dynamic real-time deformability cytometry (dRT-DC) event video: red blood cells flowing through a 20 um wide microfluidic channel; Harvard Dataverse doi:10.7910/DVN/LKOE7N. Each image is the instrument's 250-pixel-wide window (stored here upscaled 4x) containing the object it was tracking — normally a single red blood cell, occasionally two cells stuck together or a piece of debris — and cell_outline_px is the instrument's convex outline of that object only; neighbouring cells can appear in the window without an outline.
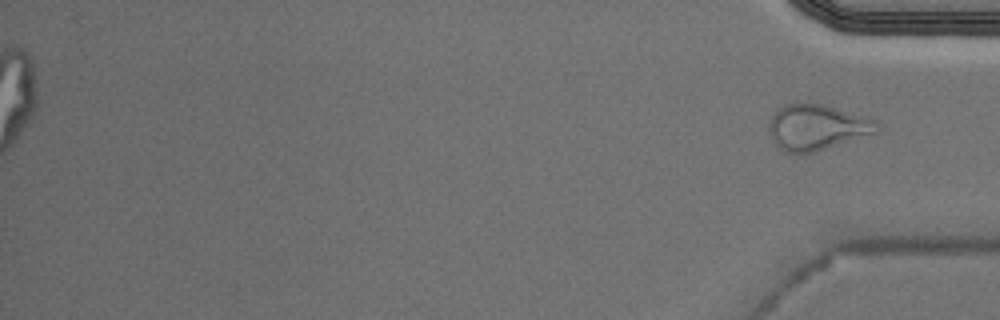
{"species": "Egyptian fruit bat (a non-hibernating species)", "species_latin": "Rousettus aegyptiacus", "temperature_condition": "cold", "stored_images_in_passage": 53, "segment_of_instrument_passage": [2, 2], "camera_frame_rate_fps": 3000, "um_per_image_px": 0.085, "animal": {"sex": "male"}, "frame": {"image": 1, "passage_image": 53, "time_ms": 17.333, "image_size_px": [1000, 320], "cell_outline_px": [[880, 132], [800, 156], [784, 152], [776, 148], [768, 132], [768, 120], [776, 108], [784, 104], [800, 100], [824, 104], [868, 116], [876, 120], [880, 124]], "centroid_in_image_um": [69.39, 10.8], "position_along_channel_um": 365.8, "area_um2": 30.29}}